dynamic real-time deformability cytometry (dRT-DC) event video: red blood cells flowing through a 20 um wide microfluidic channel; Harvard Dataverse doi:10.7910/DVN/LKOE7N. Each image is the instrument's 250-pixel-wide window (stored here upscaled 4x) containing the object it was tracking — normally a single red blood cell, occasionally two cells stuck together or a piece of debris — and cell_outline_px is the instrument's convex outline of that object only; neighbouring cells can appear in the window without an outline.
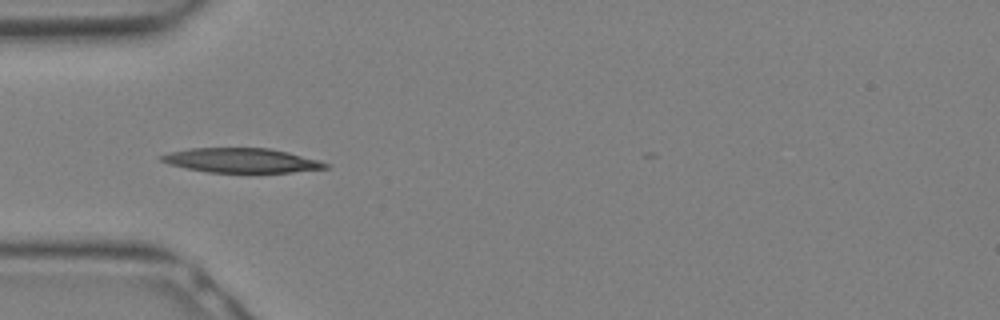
{"species": "Egyptian fruit bat (a non-hibernating species)", "species_latin": "Rousettus aegyptiacus", "temperature_condition": "warm", "stored_images_in_passage": 6, "camera_frame_rate_fps": 3000, "um_per_image_px": 0.085, "animal": {"sex": "female"}, "frame": {"image": 1, "passage_image": 1, "time_ms": 0.0, "image_size_px": [1000, 320], "cell_outline_px": [[332, 164], [328, 168], [292, 172], [208, 172], [168, 164], [160, 160], [156, 156], [168, 152], [188, 148], [268, 148], [288, 152], [320, 160]], "centroid_in_image_um": [20.52, 13.63], "position_along_channel_um": 64.5, "area_um2": 23.52}}
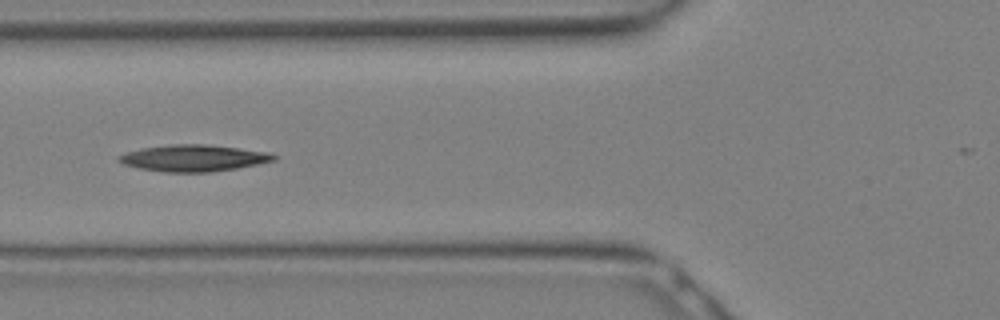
{"frame": {"image": 2, "passage_image": 3, "time_ms": 0.667, "image_size_px": [1000, 320], "cell_outline_px": [[276, 160], [236, 168], [208, 172], [164, 172], [140, 168], [124, 164], [116, 160], [116, 156], [140, 148], [168, 144], [204, 144], [240, 148], [272, 152], [276, 156]], "centroid_in_image_um": [16.44, 13.42], "position_along_channel_um": 109.4, "area_um2": 24.04}}
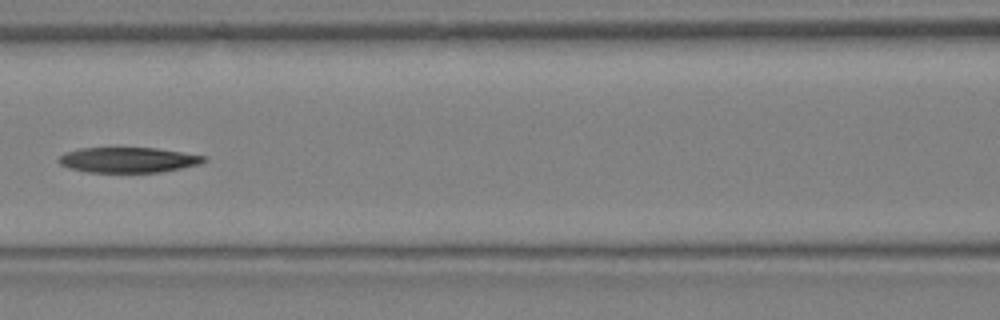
{"frame": {"image": 3, "passage_image": 5, "time_ms": 1.333, "image_size_px": [1000, 320], "cell_outline_px": [[208, 160], [200, 164], [160, 172], [88, 172], [68, 168], [60, 164], [56, 160], [64, 152], [80, 148], [156, 148], [208, 156]], "centroid_in_image_um": [10.89, 13.59], "position_along_channel_um": 155.7, "area_um2": 21.5}}